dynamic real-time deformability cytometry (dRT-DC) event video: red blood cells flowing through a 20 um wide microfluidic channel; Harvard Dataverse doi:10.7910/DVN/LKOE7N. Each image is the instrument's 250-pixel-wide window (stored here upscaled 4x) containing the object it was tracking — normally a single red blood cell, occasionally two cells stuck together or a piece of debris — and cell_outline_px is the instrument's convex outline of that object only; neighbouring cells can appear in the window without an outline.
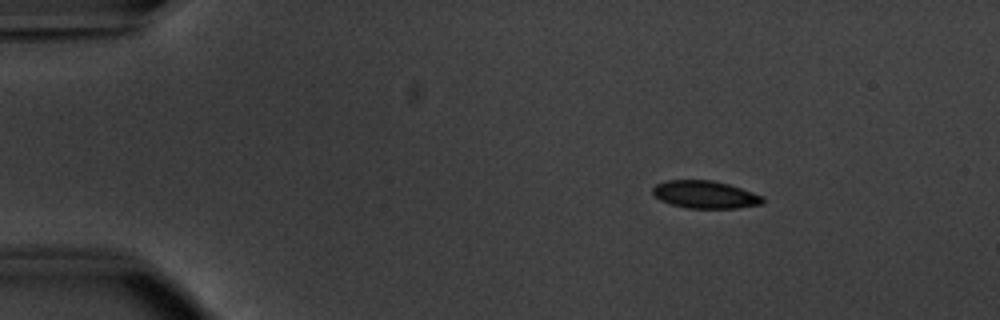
{"species": "common noctule bat (a hibernating species)", "species_latin": "Nyctalus noctula", "temperature_condition": "warm", "stored_images_in_passage": 46, "camera_frame_rate_fps": 3000, "um_per_image_px": 0.085, "animal": {"sex": "male", "body_mass_g": 20.1, "forearm_length_mm": 53.5}, "frame": {"image": 1, "passage_image": 1, "time_ms": 0.0, "image_size_px": [1000, 320], "cell_outline_px": [[764, 200], [760, 204], [736, 208], [688, 208], [672, 204], [660, 200], [652, 192], [652, 188], [656, 184], [668, 180], [712, 180], [728, 184], [764, 196]], "centroid_in_image_um": [59.92, 16.53], "position_along_channel_um": 25.1, "area_um2": 17.51}}
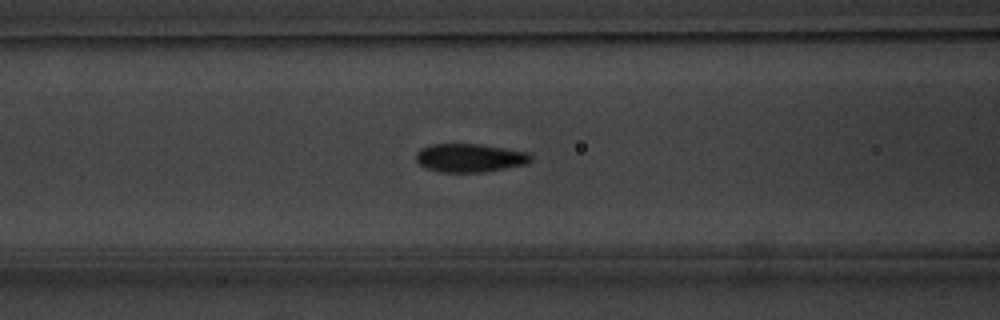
{"frame": {"image": 2, "passage_image": 15, "time_ms": 4.667, "image_size_px": [1000, 320], "cell_outline_px": [[532, 160], [524, 164], [484, 172], [440, 172], [424, 168], [416, 160], [416, 152], [420, 148], [432, 144], [480, 144], [528, 152], [532, 156]], "centroid_in_image_um": [39.89, 13.42], "position_along_channel_um": 126.7, "area_um2": 19.02}}
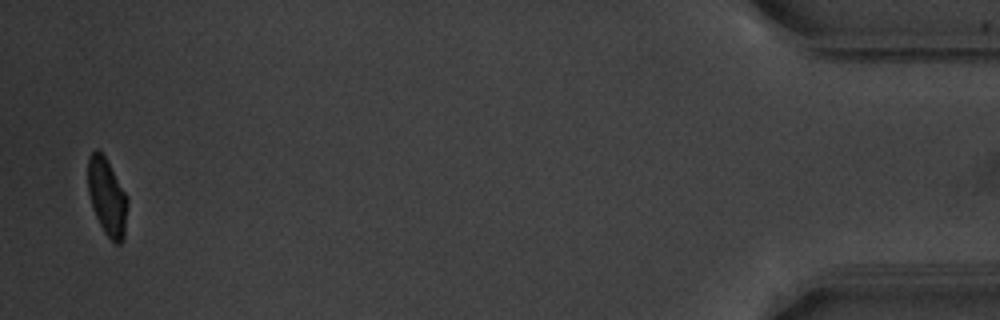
{"frame": {"image": 3, "passage_image": 45, "time_ms": 14.667, "image_size_px": [1000, 320], "cell_outline_px": [[128, 204], [124, 240], [120, 244], [116, 244], [104, 232], [96, 216], [88, 192], [88, 160], [92, 152], [96, 148], [104, 156], [128, 196]], "centroid_in_image_um": [9.13, 16.77], "position_along_channel_um": 426.1, "area_um2": 17.69}, "authors_computed_cell_mechanics": {"area_um2": 18.785, "velocity_mm_per_s": 3.8134, "shape_relaxation_time_tau1_ms": 2.6771, "shape_relaxation_time_tau2_ms": null, "deformation_change_tau1": 0.132, "deformation_change_tau2": null}}